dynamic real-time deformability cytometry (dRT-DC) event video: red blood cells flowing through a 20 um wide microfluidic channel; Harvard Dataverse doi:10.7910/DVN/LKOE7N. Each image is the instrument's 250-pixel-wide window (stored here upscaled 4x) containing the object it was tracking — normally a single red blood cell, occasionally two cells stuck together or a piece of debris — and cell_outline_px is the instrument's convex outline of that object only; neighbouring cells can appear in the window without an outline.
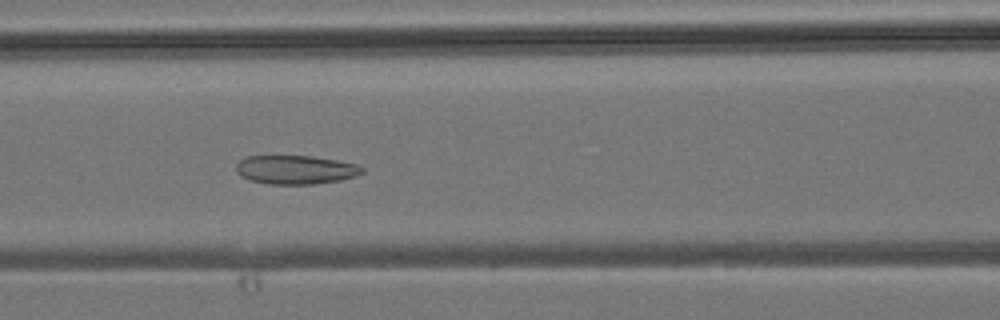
{"species": "common noctule bat (a hibernating species)", "species_latin": "Nyctalus noctula", "temperature_condition": "room temperature", "stored_images_in_passage": 38, "camera_frame_rate_fps": 3000, "um_per_image_px": 0.085, "animal": {"sex": "male", "body_mass_g": 19.2, "forearm_length_mm": 51.8}, "frame": {"image": 1, "passage_image": 13, "time_ms": 4.0, "image_size_px": [1000, 320], "cell_outline_px": [[364, 172], [356, 176], [340, 180], [312, 184], [268, 184], [252, 180], [240, 176], [236, 172], [236, 164], [240, 160], [248, 156], [312, 156], [336, 160], [356, 164], [364, 168]], "centroid_in_image_um": [25.13, 14.42], "position_along_channel_um": 141.5, "area_um2": 21.1}}
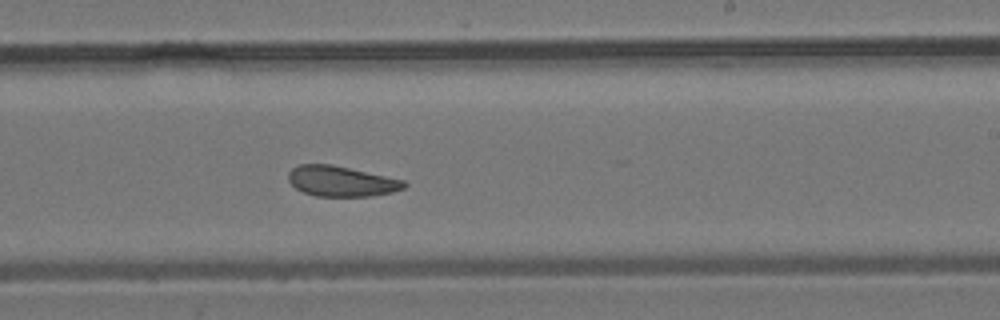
{"frame": {"image": 2, "passage_image": 21, "time_ms": 6.667, "image_size_px": [1000, 320], "cell_outline_px": [[408, 184], [404, 188], [392, 192], [372, 196], [316, 196], [304, 192], [296, 188], [288, 180], [288, 172], [292, 168], [300, 164], [332, 164], [404, 180]], "centroid_in_image_um": [29.01, 15.4], "position_along_channel_um": 260.0, "area_um2": 20.46}}
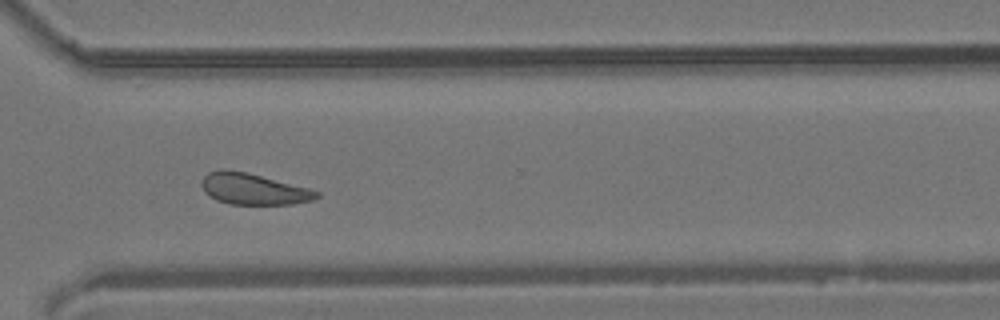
{"frame": {"image": 3, "passage_image": 27, "time_ms": 8.667, "image_size_px": [1000, 320], "cell_outline_px": [[320, 196], [312, 200], [292, 204], [228, 204], [216, 200], [208, 196], [204, 192], [200, 184], [200, 180], [208, 172], [220, 168], [224, 168], [248, 172], [312, 188], [320, 192]], "centroid_in_image_um": [21.52, 16.04], "position_along_channel_um": 349.1, "area_um2": 21.5}}